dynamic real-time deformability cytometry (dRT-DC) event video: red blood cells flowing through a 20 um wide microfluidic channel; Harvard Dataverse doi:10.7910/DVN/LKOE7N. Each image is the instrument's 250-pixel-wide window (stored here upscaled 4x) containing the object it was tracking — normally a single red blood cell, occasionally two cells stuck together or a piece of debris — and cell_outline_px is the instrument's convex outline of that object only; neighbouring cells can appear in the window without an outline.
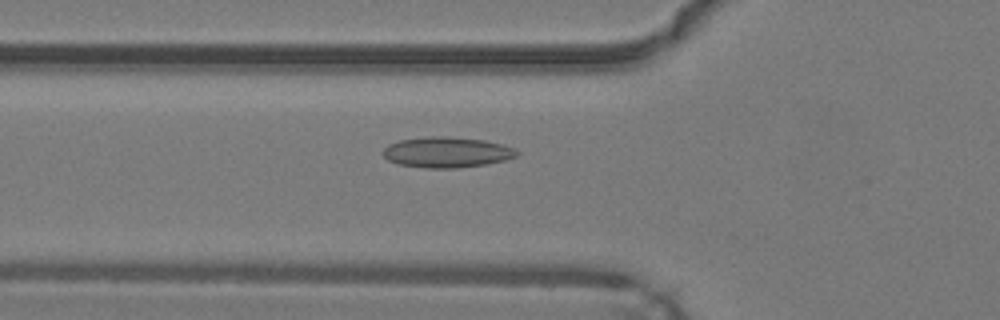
{"species": "common noctule bat (a hibernating species)", "species_latin": "Nyctalus noctula", "temperature_condition": "warm", "stored_images_in_passage": 17, "camera_frame_rate_fps": 3000, "um_per_image_px": 0.085, "animal": {"sex": "male", "body_mass_g": 19.2, "forearm_length_mm": 51.8}, "frame": {"image": 1, "passage_image": 10, "time_ms": 3.0, "image_size_px": [1000, 320], "cell_outline_px": [[520, 152], [516, 156], [504, 160], [484, 164], [456, 168], [424, 168], [400, 164], [388, 160], [384, 156], [384, 148], [388, 144], [400, 140], [428, 136], [448, 136], [484, 140], [516, 148]], "centroid_in_image_um": [37.98, 12.93], "position_along_channel_um": 87.8, "area_um2": 23.76}}
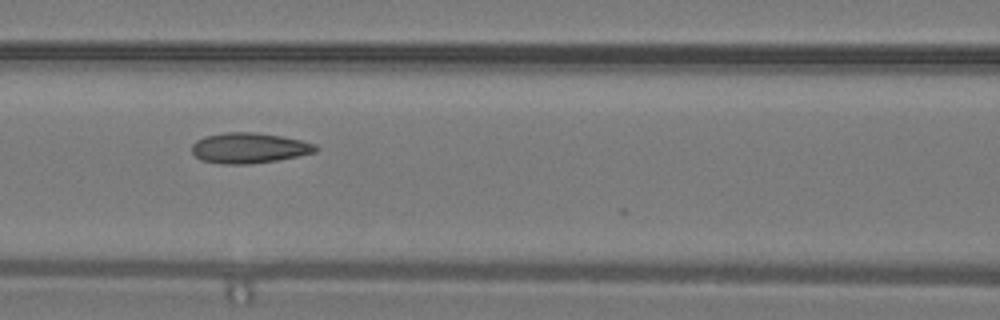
{"frame": {"image": 2, "passage_image": 14, "time_ms": 4.333, "image_size_px": [1000, 320], "cell_outline_px": [[316, 152], [276, 160], [248, 164], [224, 164], [200, 160], [192, 152], [192, 144], [196, 140], [204, 136], [224, 132], [252, 132], [280, 136], [300, 140], [316, 144]], "centroid_in_image_um": [21.12, 12.57], "position_along_channel_um": 145.5, "area_um2": 21.79}}